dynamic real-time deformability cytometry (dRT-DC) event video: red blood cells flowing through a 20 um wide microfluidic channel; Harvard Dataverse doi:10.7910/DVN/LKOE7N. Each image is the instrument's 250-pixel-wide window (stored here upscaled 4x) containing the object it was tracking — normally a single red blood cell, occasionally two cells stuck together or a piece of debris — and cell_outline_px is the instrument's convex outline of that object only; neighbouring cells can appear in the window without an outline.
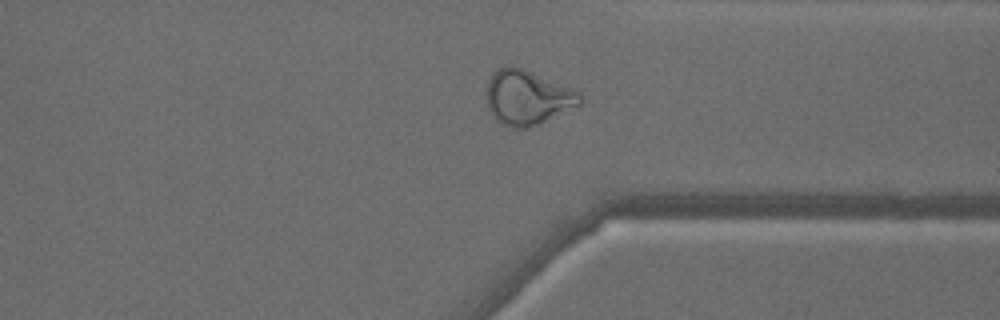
{"species": "common noctule bat (a hibernating species)", "species_latin": "Nyctalus noctula", "temperature_condition": "warm", "stored_images_in_passage": 40, "camera_frame_rate_fps": 3000, "um_per_image_px": 0.085, "animal": {"sex": "male", "body_mass_g": 18.8}, "frame": {"image": 1, "passage_image": 28, "time_ms": 9.0, "image_size_px": [1000, 320], "cell_outline_px": [[584, 100], [580, 104], [540, 124], [528, 128], [512, 128], [496, 120], [488, 108], [488, 80], [492, 72], [496, 68], [508, 64], [512, 64], [572, 88], [580, 92]], "centroid_in_image_um": [44.83, 8.27], "position_along_channel_um": 366.6, "area_um2": 29.82}, "authors_computed_cell_mechanics": {"area_um2": 28.9, "velocity_mm_per_s": 4.1494, "shape_relaxation_time_tau1_ms": null, "shape_relaxation_time_tau2_ms": 1.1413, "deformation_change_tau1": null, "deformation_change_tau2": 0.0907}}